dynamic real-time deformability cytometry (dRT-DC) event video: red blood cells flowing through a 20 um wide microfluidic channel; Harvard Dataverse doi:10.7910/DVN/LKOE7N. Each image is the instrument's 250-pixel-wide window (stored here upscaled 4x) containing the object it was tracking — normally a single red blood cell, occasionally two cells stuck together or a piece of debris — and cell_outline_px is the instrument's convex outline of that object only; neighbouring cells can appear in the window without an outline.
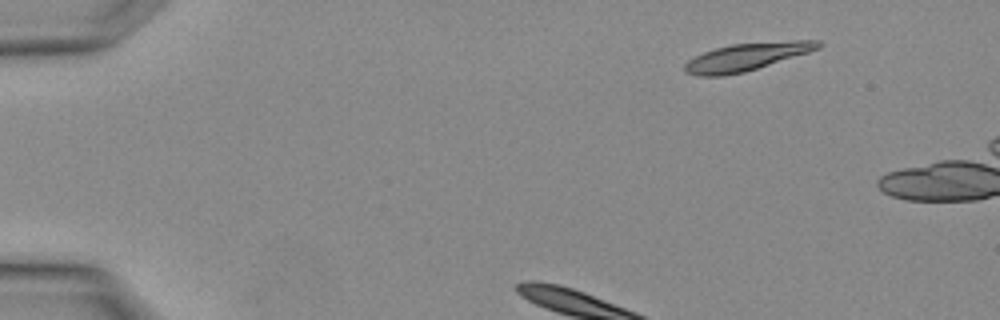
{"species": "Egyptian fruit bat (a non-hibernating species)", "species_latin": "Rousettus aegyptiacus", "temperature_condition": "warm", "stored_images_in_passage": 4, "camera_frame_rate_fps": 3000, "um_per_image_px": 0.085, "animal": {"sex": "female"}, "frame": {"image": 1, "passage_image": 1, "time_ms": 0.0, "image_size_px": [1000, 320], "cell_outline_px": [[820, 48], [808, 52], [744, 72], [724, 76], [696, 76], [684, 72], [684, 64], [688, 60], [704, 52], [716, 48], [732, 44], [792, 40], [820, 40]], "centroid_in_image_um": [63.42, 4.83], "position_along_channel_um": 21.6, "area_um2": 21.27}}
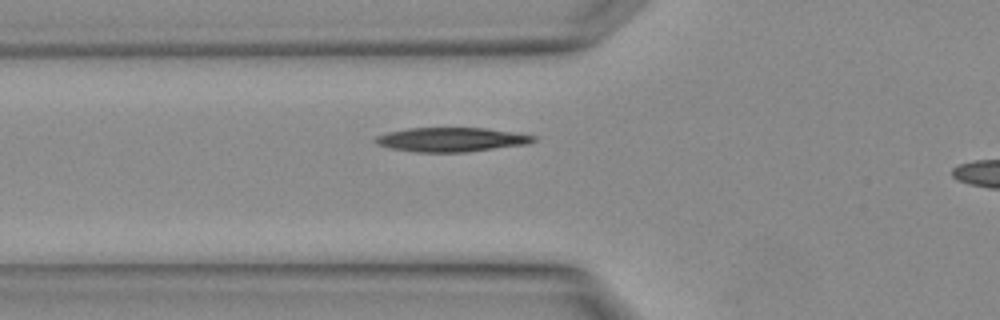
{"frame": {"image": 2, "passage_image": 3, "time_ms": 0.667, "image_size_px": [1000, 320], "cell_outline_px": [[536, 140], [528, 144], [464, 152], [416, 152], [392, 148], [376, 144], [372, 140], [376, 136], [388, 132], [408, 128], [484, 128], [536, 136]], "centroid_in_image_um": [38.32, 11.86], "position_along_channel_um": 87.5, "area_um2": 22.08}}